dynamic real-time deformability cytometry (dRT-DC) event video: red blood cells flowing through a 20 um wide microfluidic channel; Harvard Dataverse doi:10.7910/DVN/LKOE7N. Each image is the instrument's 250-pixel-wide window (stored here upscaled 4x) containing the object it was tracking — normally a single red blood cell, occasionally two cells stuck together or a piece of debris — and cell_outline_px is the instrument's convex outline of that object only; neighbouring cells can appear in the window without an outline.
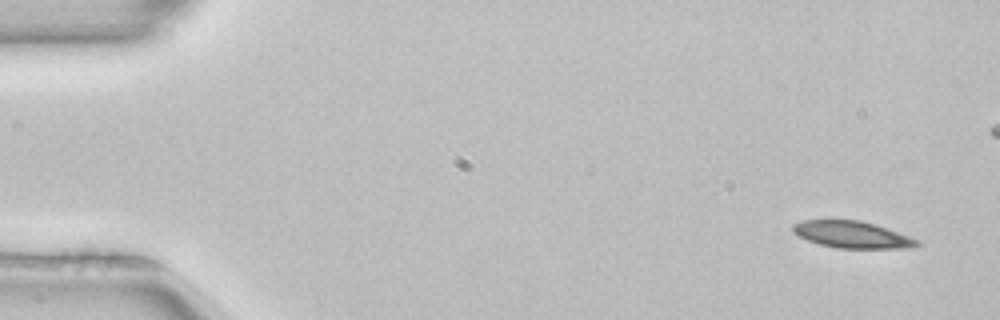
{"species": "common noctule bat (a hibernating species)", "species_latin": "Nyctalus noctula", "temperature_condition": "room temperature", "stored_images_in_passage": 4, "camera_frame_rate_fps": 3000, "um_per_image_px": 0.085, "animal": {"sex": "female", "body_mass_g": 22.7, "forearm_length_mm": 54.2}, "frame": {"image": 1, "passage_image": 4, "time_ms": 1.0, "image_size_px": [1000, 320], "cell_outline_px": [[920, 244], [916, 248], [836, 248], [820, 244], [808, 240], [792, 232], [792, 224], [804, 220], [860, 220], [876, 224], [920, 240]], "centroid_in_image_um": [72.47, 19.94], "position_along_channel_um": 12.5, "area_um2": 19.48}}